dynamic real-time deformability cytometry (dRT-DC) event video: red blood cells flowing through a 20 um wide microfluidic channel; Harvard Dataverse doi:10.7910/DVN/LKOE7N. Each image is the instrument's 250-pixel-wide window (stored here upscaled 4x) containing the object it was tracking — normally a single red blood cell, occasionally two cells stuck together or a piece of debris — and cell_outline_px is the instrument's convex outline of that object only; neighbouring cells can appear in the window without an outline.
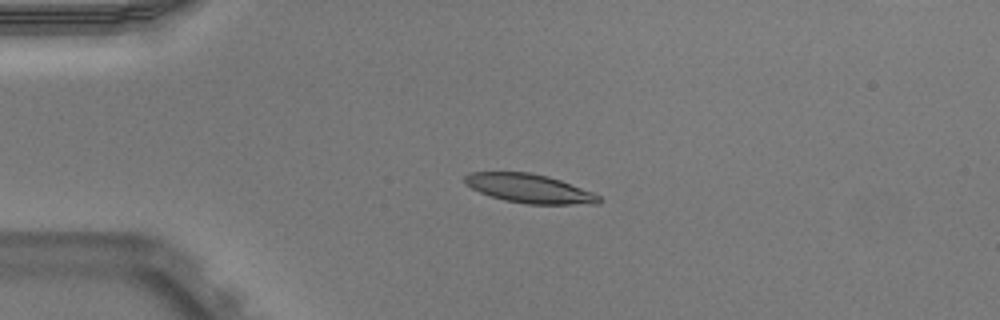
{"species": "Egyptian fruit bat (a non-hibernating species)", "species_latin": "Rousettus aegyptiacus", "temperature_condition": "warm", "stored_images_in_passage": 40, "camera_frame_rate_fps": 3000, "um_per_image_px": 0.085, "animal": {"sex": "male"}, "frame": {"image": 1, "passage_image": 1, "time_ms": 0.0, "image_size_px": [1000, 320], "cell_outline_px": [[604, 200], [600, 204], [528, 204], [504, 200], [480, 192], [464, 184], [464, 176], [468, 172], [528, 172], [548, 176], [560, 180], [592, 192], [600, 196]], "centroid_in_image_um": [45.01, 16.02], "position_along_channel_um": 40.0, "area_um2": 22.6}}
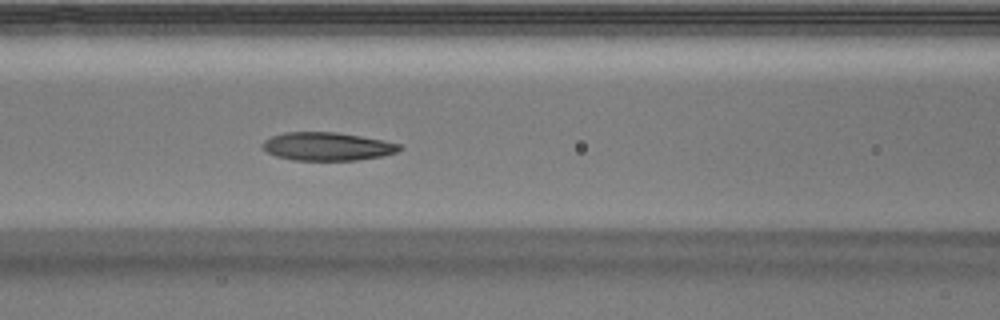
{"frame": {"image": 2, "passage_image": 11, "time_ms": 3.333, "image_size_px": [1000, 320], "cell_outline_px": [[404, 148], [396, 152], [384, 156], [356, 160], [292, 160], [276, 156], [268, 152], [260, 144], [264, 140], [272, 136], [284, 132], [336, 132], [360, 136], [400, 144]], "centroid_in_image_um": [27.81, 12.45], "position_along_channel_um": 138.8, "area_um2": 22.48}}
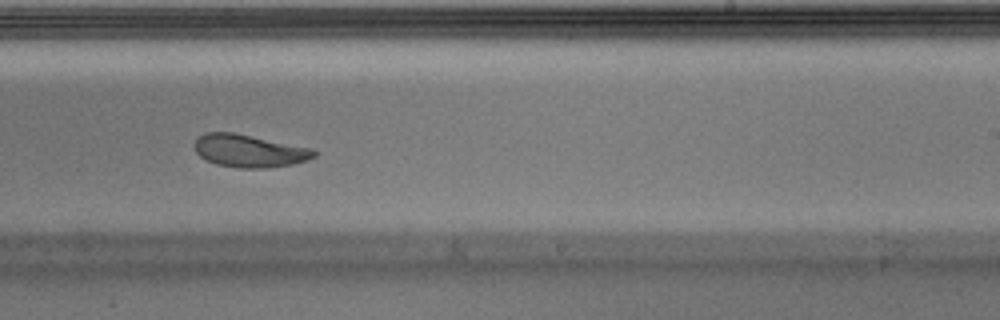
{"frame": {"image": 3, "passage_image": 21, "time_ms": 6.667, "image_size_px": [1000, 320], "cell_outline_px": [[316, 156], [308, 160], [292, 164], [268, 168], [236, 168], [216, 164], [200, 156], [196, 152], [192, 144], [204, 132], [232, 132], [312, 148], [316, 152]], "centroid_in_image_um": [21.17, 12.83], "position_along_channel_um": 267.8, "area_um2": 22.77}, "authors_computed_cell_mechanics": {"area_um2": 23.5246, "velocity_mm_per_s": 3.8795, "shape_relaxation_time_tau1_ms": 4.7304, "shape_relaxation_time_tau2_ms": 2.8307, "deformation_change_tau1": 0.1687, "deformation_change_tau2": 0.0937}}